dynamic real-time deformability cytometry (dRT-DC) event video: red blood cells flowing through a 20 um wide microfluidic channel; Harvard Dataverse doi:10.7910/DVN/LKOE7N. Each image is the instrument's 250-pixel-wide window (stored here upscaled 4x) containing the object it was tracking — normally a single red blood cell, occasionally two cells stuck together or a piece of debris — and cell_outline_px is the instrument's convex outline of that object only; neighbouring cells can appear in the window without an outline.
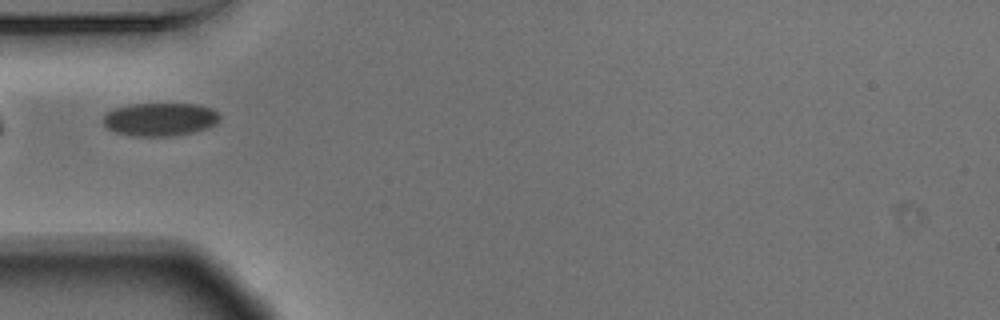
{"species": "Egyptian fruit bat (a non-hibernating species)", "species_latin": "Rousettus aegyptiacus", "temperature_condition": "warm", "stored_images_in_passage": 10, "camera_frame_rate_fps": 3000, "um_per_image_px": 0.085, "animal": {"sex": "male"}, "frame": {"image": 1, "passage_image": 1, "time_ms": 0.0, "image_size_px": [1000, 320], "cell_outline_px": [[220, 120], [216, 124], [208, 128], [192, 132], [168, 136], [132, 136], [116, 132], [108, 128], [104, 124], [104, 116], [108, 112], [116, 108], [128, 104], [196, 104], [212, 108], [220, 116]], "centroid_in_image_um": [13.63, 10.14], "position_along_channel_um": 71.4, "area_um2": 22.43}}
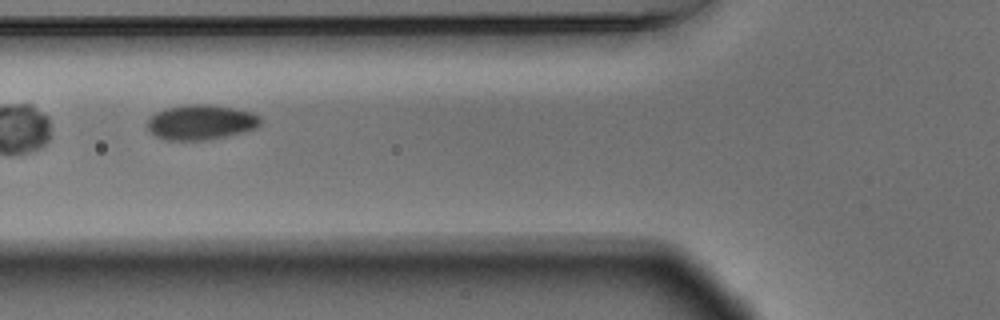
{"frame": {"image": 2, "passage_image": 4, "time_ms": 1.0, "image_size_px": [1000, 320], "cell_outline_px": [[260, 124], [256, 128], [224, 136], [204, 140], [164, 140], [148, 132], [148, 120], [156, 112], [164, 108], [184, 104], [212, 104], [252, 112], [260, 116]], "centroid_in_image_um": [17.04, 10.38], "position_along_channel_um": 108.8, "area_um2": 23.06}}